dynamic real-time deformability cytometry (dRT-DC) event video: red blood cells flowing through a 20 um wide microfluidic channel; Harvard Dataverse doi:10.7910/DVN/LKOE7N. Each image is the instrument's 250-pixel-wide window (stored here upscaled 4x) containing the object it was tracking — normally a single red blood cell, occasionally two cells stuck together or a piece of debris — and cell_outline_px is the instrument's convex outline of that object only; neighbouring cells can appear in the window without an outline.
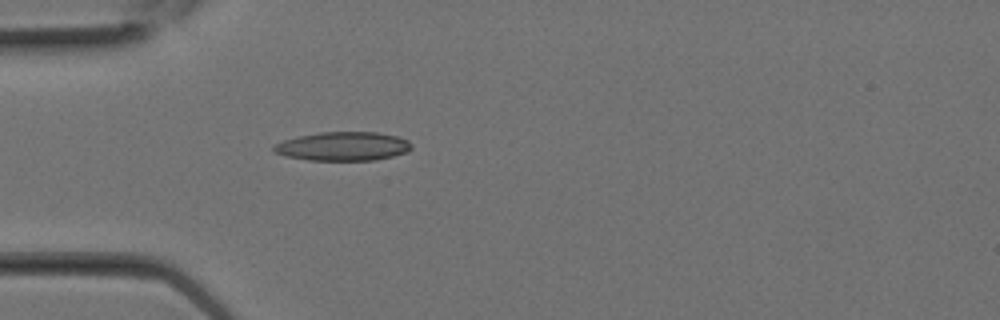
{"species": "Egyptian fruit bat (a non-hibernating species)", "species_latin": "Rousettus aegyptiacus", "temperature_condition": "room temperature", "stored_images_in_passage": 18, "camera_frame_rate_fps": 3000, "um_per_image_px": 0.085, "animal": {"sex": "female"}, "frame": {"image": 1, "passage_image": 1, "time_ms": 0.0, "image_size_px": [1000, 320], "cell_outline_px": [[412, 148], [408, 152], [376, 160], [308, 160], [284, 156], [276, 152], [272, 148], [272, 144], [296, 136], [320, 132], [376, 132], [396, 136], [408, 140], [412, 144]], "centroid_in_image_um": [29.14, 12.43], "position_along_channel_um": 55.9, "area_um2": 23.29}}
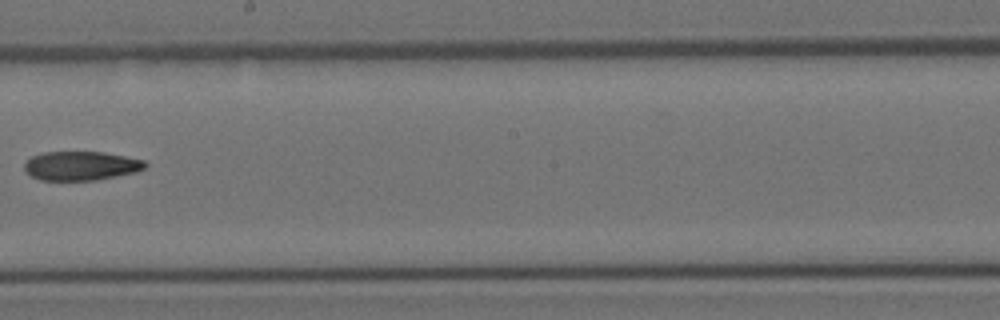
{"frame": {"image": 2, "passage_image": 8, "time_ms": 2.333, "image_size_px": [1000, 320], "cell_outline_px": [[148, 164], [144, 168], [136, 172], [96, 180], [40, 180], [32, 176], [24, 168], [24, 164], [32, 156], [44, 152], [104, 152], [144, 160]], "centroid_in_image_um": [6.9, 14.09], "position_along_channel_um": 241.3, "area_um2": 20.29}}
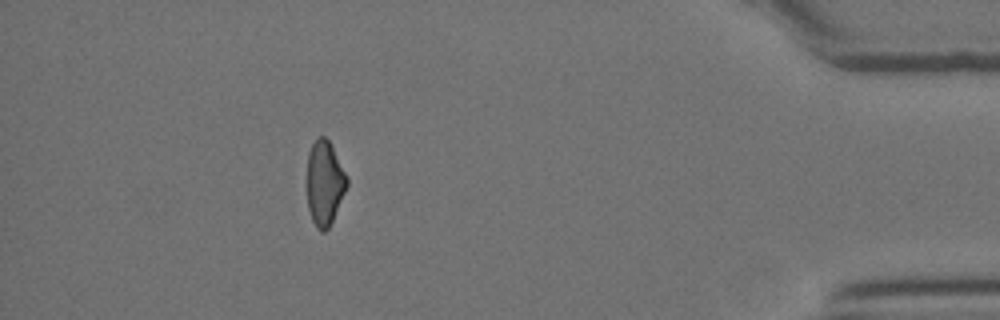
{"frame": {"image": 3, "passage_image": 16, "time_ms": 5.0, "image_size_px": [1000, 320], "cell_outline_px": [[348, 184], [332, 220], [328, 228], [324, 232], [320, 232], [316, 228], [312, 220], [308, 208], [308, 152], [316, 136], [324, 136], [328, 140], [348, 176]], "centroid_in_image_um": [27.59, 15.55], "position_along_channel_um": 407.6, "area_um2": 19.48}}